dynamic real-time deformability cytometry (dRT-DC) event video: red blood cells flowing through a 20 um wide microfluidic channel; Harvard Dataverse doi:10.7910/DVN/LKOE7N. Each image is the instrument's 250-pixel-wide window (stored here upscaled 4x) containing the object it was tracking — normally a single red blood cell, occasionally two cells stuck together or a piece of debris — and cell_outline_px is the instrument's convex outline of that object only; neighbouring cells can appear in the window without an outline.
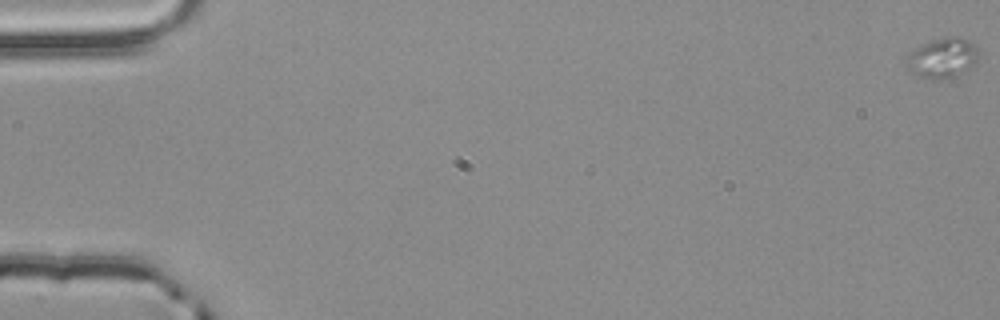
{"species": "common noctule bat (a hibernating species)", "species_latin": "Nyctalus noctula", "temperature_condition": "room temperature", "stored_images_in_passage": 56, "camera_frame_rate_fps": 3000, "um_per_image_px": 0.085, "animal": {"sex": "male", "body_mass_g": 20.4}, "frame": {"image": 1, "passage_image": 1, "time_ms": 0.0, "image_size_px": [1000, 320], "cell_outline_px": [[976, 60], [972, 64], [952, 76], [940, 80], [936, 80], [908, 72], [904, 68], [908, 52], [932, 40], [948, 36], [960, 36], [968, 40], [976, 48]], "centroid_in_image_um": [80.0, 4.91], "position_along_channel_um": 5.0, "area_um2": 16.42}}
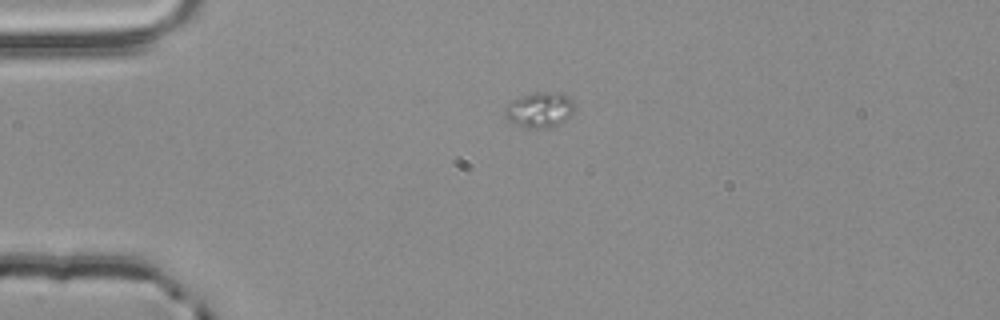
{"frame": {"image": 2, "passage_image": 15, "time_ms": 4.667, "image_size_px": [1000, 320], "cell_outline_px": [[576, 104], [572, 112], [560, 124], [548, 128], [524, 128], [508, 120], [504, 112], [508, 104], [512, 100], [536, 92], [560, 92], [572, 100]], "centroid_in_image_um": [45.88, 9.34], "position_along_channel_um": 39.1, "area_um2": 14.22}}